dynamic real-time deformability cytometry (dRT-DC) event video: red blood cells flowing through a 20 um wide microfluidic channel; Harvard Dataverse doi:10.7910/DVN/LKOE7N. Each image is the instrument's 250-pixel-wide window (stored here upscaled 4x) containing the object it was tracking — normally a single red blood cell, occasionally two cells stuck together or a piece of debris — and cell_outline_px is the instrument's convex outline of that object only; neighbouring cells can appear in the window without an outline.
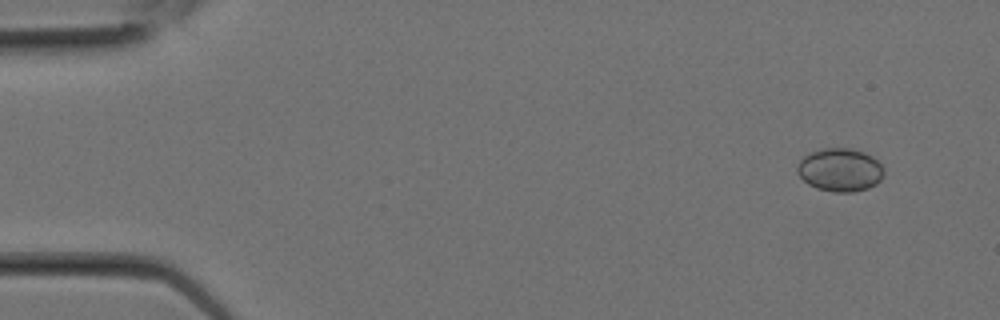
{"species": "Egyptian fruit bat (a non-hibernating species)", "species_latin": "Rousettus aegyptiacus", "temperature_condition": "room temperature", "stored_images_in_passage": 2, "camera_frame_rate_fps": 3000, "um_per_image_px": 0.085, "animal": {"sex": "female"}, "frame": {"image": 1, "passage_image": 1, "time_ms": 0.0, "image_size_px": [1000, 320], "cell_outline_px": [[884, 176], [876, 184], [868, 188], [852, 192], [832, 192], [816, 188], [808, 184], [796, 172], [796, 168], [800, 160], [808, 152], [820, 148], [848, 148], [864, 152], [872, 156], [884, 168]], "centroid_in_image_um": [71.39, 14.43], "position_along_channel_um": 13.6, "area_um2": 22.02}}